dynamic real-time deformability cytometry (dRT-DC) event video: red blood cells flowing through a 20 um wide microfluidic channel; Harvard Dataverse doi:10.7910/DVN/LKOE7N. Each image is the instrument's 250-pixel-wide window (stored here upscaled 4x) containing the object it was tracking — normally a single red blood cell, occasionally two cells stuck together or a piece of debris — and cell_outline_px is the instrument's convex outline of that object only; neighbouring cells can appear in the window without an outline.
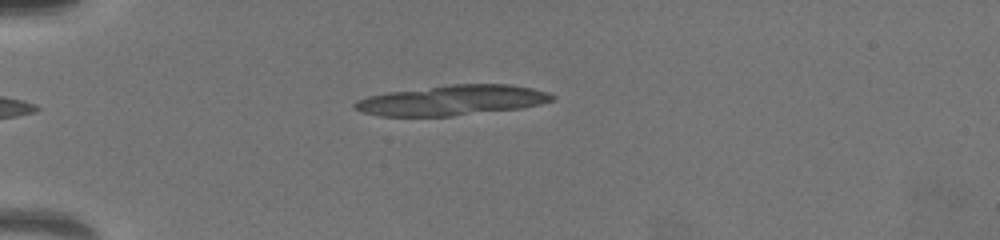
{"species": "common noctule bat (a hibernating species)", "species_latin": "Nyctalus noctula", "temperature_condition": "warm", "stored_images_in_passage": 8, "camera_frame_rate_fps": 3000, "um_per_image_px": 0.085, "animal": {"sex": "female", "body_mass_g": 19.5, "forearm_length_mm": 54.1}, "frame": {"image": 1, "passage_image": 1, "time_ms": 0.0, "image_size_px": [1000, 240], "cell_outline_px": [[556, 100], [540, 104], [520, 108], [452, 116], [380, 116], [364, 112], [352, 108], [352, 104], [356, 100], [368, 96], [388, 92], [452, 84], [508, 84], [532, 88], [548, 92], [556, 96]], "centroid_in_image_um": [38.44, 8.52], "position_along_channel_um": 46.6, "area_um2": 34.74}}